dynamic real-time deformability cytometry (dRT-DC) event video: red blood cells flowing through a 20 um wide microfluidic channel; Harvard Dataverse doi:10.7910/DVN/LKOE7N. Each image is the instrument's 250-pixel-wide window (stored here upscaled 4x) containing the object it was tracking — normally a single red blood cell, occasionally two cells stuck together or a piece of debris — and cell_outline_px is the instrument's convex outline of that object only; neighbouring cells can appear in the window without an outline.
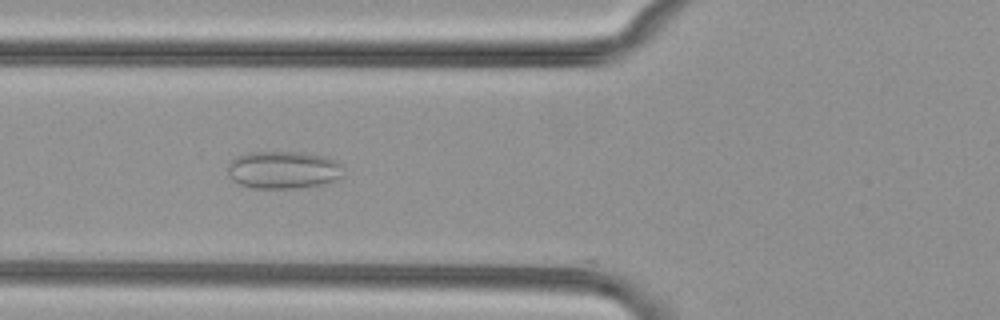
{"species": "common noctule bat (a hibernating species)", "species_latin": "Nyctalus noctula", "temperature_condition": "cold", "stored_images_in_passage": 53, "camera_frame_rate_fps": 3000, "um_per_image_px": 0.085, "animal": {"sex": "female", "body_mass_g": 29.2, "forearm_length_mm": 56.3}, "frame": {"image": 1, "passage_image": 20, "time_ms": 6.333, "image_size_px": [1000, 320], "cell_outline_px": [[344, 176], [324, 184], [300, 188], [252, 188], [240, 184], [232, 180], [228, 176], [228, 160], [236, 156], [248, 152], [304, 152], [324, 156], [336, 160], [344, 164]], "centroid_in_image_um": [24.1, 14.43], "position_along_channel_um": 101.7, "area_um2": 25.95}}
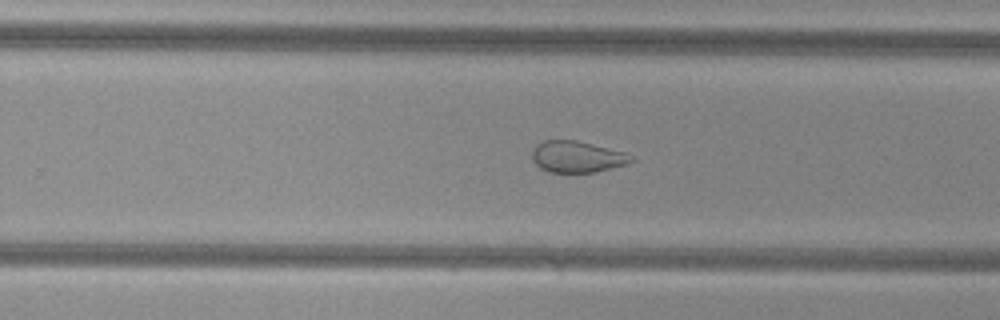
{"frame": {"image": 2, "passage_image": 34, "time_ms": 11.0, "image_size_px": [1000, 320], "cell_outline_px": [[636, 160], [628, 164], [596, 172], [548, 172], [540, 168], [532, 160], [532, 148], [536, 144], [544, 140], [576, 140], [628, 152], [636, 156]], "centroid_in_image_um": [49.11, 13.32], "position_along_channel_um": 280.7, "area_um2": 18.61}}
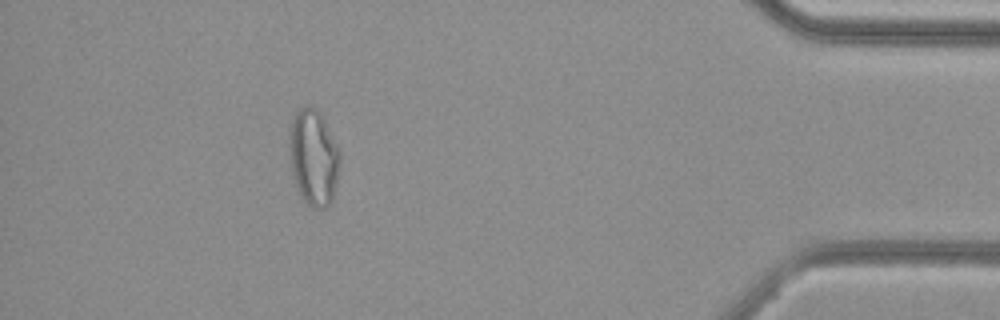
{"frame": {"image": 3, "passage_image": 48, "time_ms": 15.667, "image_size_px": [1000, 320], "cell_outline_px": [[340, 168], [332, 200], [328, 208], [312, 208], [300, 196], [296, 188], [288, 156], [288, 124], [296, 112], [300, 108], [308, 104], [316, 108], [320, 112], [340, 152]], "centroid_in_image_um": [26.61, 13.37], "position_along_channel_um": 408.6, "area_um2": 29.07}}